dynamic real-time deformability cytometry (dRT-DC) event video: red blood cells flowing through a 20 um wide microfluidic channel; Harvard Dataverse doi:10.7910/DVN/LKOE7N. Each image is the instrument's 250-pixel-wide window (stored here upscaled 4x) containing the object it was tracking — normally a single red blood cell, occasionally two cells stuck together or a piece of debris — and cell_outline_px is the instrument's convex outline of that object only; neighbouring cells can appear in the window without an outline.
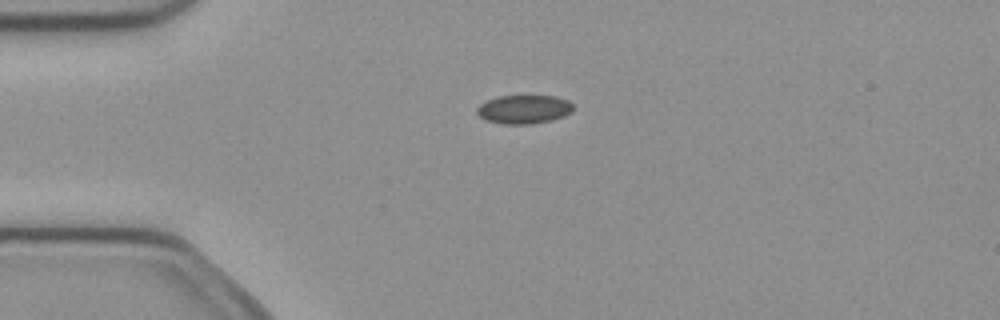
{"species": "common noctule bat (a hibernating species)", "species_latin": "Nyctalus noctula", "temperature_condition": "cold", "stored_images_in_passage": 5, "camera_frame_rate_fps": 3000, "um_per_image_px": 0.085, "animal": {"sex": "female", "body_mass_g": 21.9}, "frame": {"image": 1, "passage_image": 4, "time_ms": 1.0, "image_size_px": [1000, 320], "cell_outline_px": [[572, 112], [564, 116], [552, 120], [532, 124], [504, 124], [484, 120], [476, 112], [476, 108], [480, 104], [496, 96], [556, 96], [568, 100], [572, 104]], "centroid_in_image_um": [44.52, 9.29], "position_along_channel_um": 40.5, "area_um2": 16.18}}